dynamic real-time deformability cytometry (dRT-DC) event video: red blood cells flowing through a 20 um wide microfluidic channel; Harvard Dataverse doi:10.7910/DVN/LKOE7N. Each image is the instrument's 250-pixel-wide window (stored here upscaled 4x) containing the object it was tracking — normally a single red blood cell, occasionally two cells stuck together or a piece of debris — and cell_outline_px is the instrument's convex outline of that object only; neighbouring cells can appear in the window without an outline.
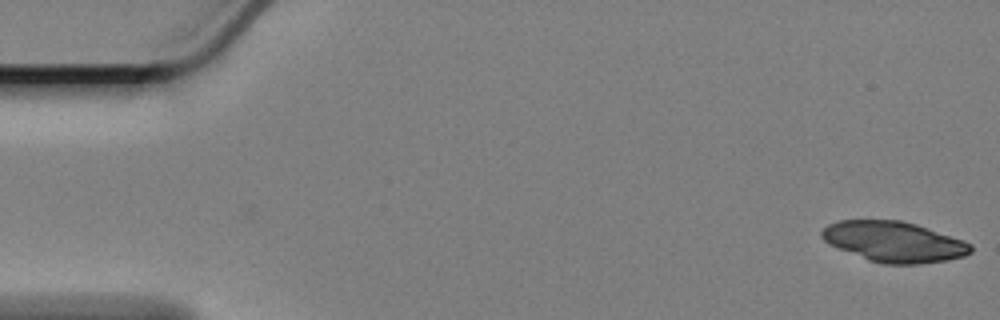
{"species": "Egyptian fruit bat (a non-hibernating species)", "species_latin": "Rousettus aegyptiacus", "temperature_condition": "cold", "stored_images_in_passage": 58, "camera_frame_rate_fps": 3000, "um_per_image_px": 0.085, "animal": {"sex": "female"}, "frame": {"image": 1, "passage_image": 1, "time_ms": 0.0, "image_size_px": [1000, 320], "cell_outline_px": [[972, 252], [964, 256], [944, 260], [916, 264], [884, 264], [868, 260], [840, 248], [824, 240], [820, 236], [820, 232], [828, 224], [840, 220], [900, 220], [916, 224], [964, 240], [972, 244]], "centroid_in_image_um": [76.0, 20.54], "position_along_channel_um": 9.0, "area_um2": 34.85}}
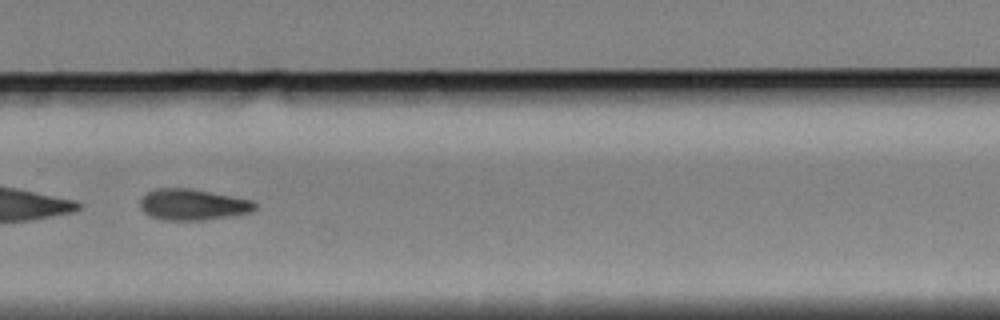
{"frame": {"image": 2, "passage_image": 40, "time_ms": 13.0, "image_size_px": [1000, 320], "cell_outline_px": [[256, 208], [252, 212], [204, 220], [160, 220], [144, 212], [140, 208], [140, 200], [148, 192], [156, 188], [188, 188], [252, 200], [256, 204]], "centroid_in_image_um": [16.37, 17.39], "position_along_channel_um": 313.4, "area_um2": 20.63}, "authors_computed_cell_mechanics": {"area_um2": 22.0507, "velocity_mm_per_s": 3.3705, "shape_relaxation_time_tau1_ms": 2.8074, "shape_relaxation_time_tau2_ms": null, "deformation_change_tau1": 0.1133, "deformation_change_tau2": null}}